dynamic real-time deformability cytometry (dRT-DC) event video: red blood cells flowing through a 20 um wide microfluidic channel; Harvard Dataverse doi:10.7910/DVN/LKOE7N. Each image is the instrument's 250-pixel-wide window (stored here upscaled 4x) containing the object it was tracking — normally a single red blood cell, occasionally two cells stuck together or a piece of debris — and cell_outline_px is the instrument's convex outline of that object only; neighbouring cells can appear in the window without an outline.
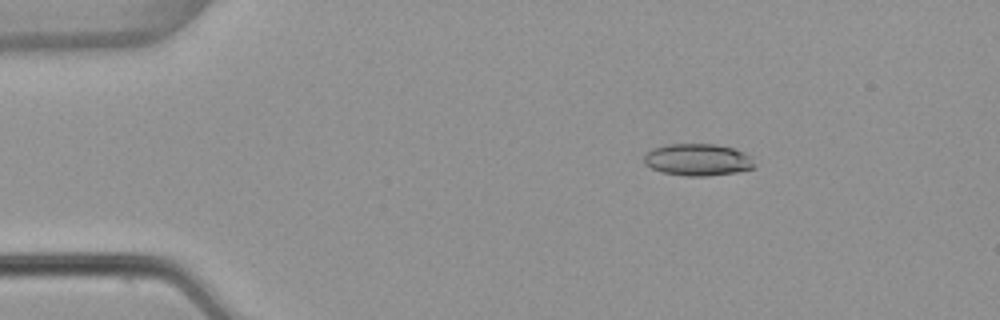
{"species": "common noctule bat (a hibernating species)", "species_latin": "Nyctalus noctula", "temperature_condition": "warm", "stored_images_in_passage": 53, "camera_frame_rate_fps": 3000, "um_per_image_px": 0.085, "animal": {"sex": "female", "body_mass_g": 22.7, "forearm_length_mm": 54.2}, "frame": {"image": 1, "passage_image": 9, "time_ms": 2.667, "image_size_px": [1000, 320], "cell_outline_px": [[756, 164], [752, 168], [736, 172], [708, 176], [688, 176], [660, 172], [644, 164], [644, 152], [652, 148], [664, 144], [716, 144], [732, 148], [744, 152], [752, 156]], "centroid_in_image_um": [59.28, 13.57], "position_along_channel_um": 25.7, "area_um2": 20.87}}
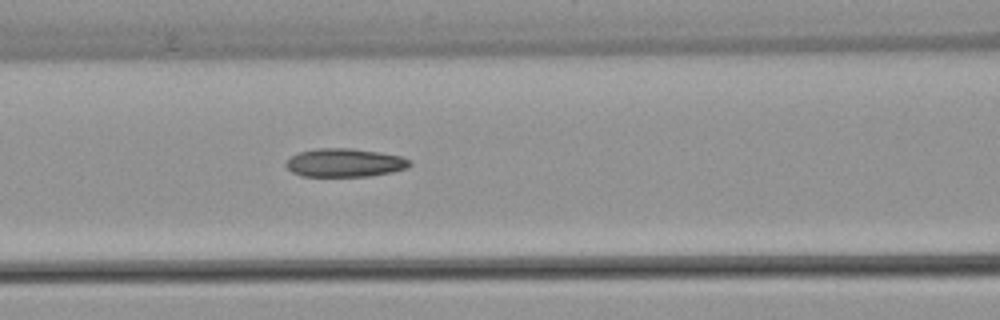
{"frame": {"image": 2, "passage_image": 23, "time_ms": 7.333, "image_size_px": [1000, 320], "cell_outline_px": [[412, 164], [408, 168], [392, 172], [372, 176], [300, 176], [292, 172], [284, 164], [292, 156], [300, 152], [316, 148], [348, 148], [380, 152], [400, 156], [412, 160]], "centroid_in_image_um": [29.34, 13.83], "position_along_channel_um": 137.3, "area_um2": 20.58}}
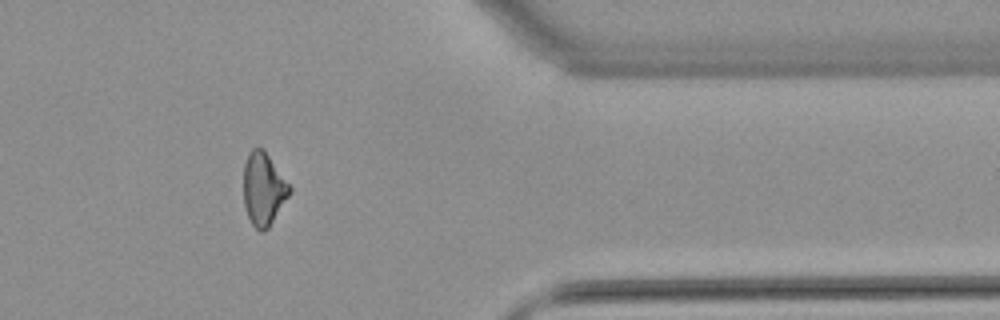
{"frame": {"image": 3, "passage_image": 44, "time_ms": 14.333, "image_size_px": [1000, 320], "cell_outline_px": [[292, 188], [288, 196], [268, 228], [264, 232], [260, 232], [252, 224], [248, 216], [244, 204], [244, 164], [252, 148], [264, 148]], "centroid_in_image_um": [22.39, 16.05], "position_along_channel_um": 389.0, "area_um2": 19.31}, "authors_computed_cell_mechanics": {"area_um2": 20.4034, "velocity_mm_per_s": 3.8793, "shape_relaxation_time_tau1_ms": null, "shape_relaxation_time_tau2_ms": 4.1241, "deformation_change_tau1": null, "deformation_change_tau2": 0.1271}}